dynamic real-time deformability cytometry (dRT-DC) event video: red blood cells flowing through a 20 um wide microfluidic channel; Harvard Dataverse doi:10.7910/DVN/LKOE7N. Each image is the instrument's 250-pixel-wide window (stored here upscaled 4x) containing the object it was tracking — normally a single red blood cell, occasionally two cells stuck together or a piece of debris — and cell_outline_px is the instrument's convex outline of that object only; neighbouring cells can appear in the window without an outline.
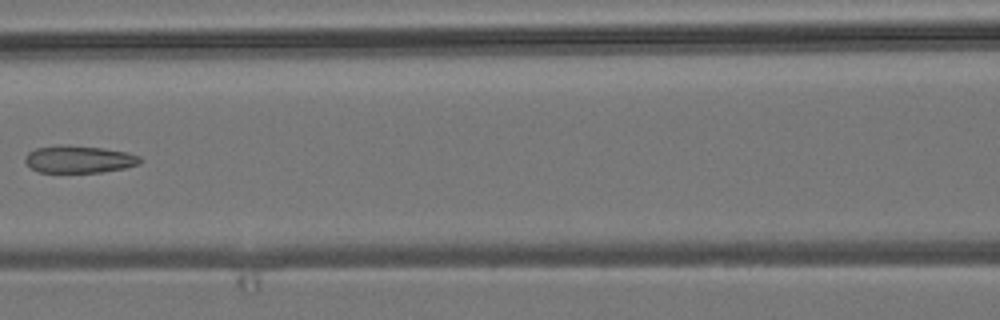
{"species": "common noctule bat (a hibernating species)", "species_latin": "Nyctalus noctula", "temperature_condition": "room temperature", "stored_images_in_passage": 9, "camera_frame_rate_fps": 3000, "um_per_image_px": 0.085, "animal": {"sex": "male", "body_mass_g": 19.2, "forearm_length_mm": 51.8}, "frame": {"image": 1, "passage_image": 7, "time_ms": 7.333, "image_size_px": [1000, 320], "cell_outline_px": [[140, 164], [124, 168], [100, 172], [40, 172], [32, 168], [24, 160], [24, 156], [28, 152], [36, 148], [64, 144], [104, 148], [128, 152], [140, 156]], "centroid_in_image_um": [6.71, 13.52], "position_along_channel_um": 159.9, "area_um2": 18.32}}
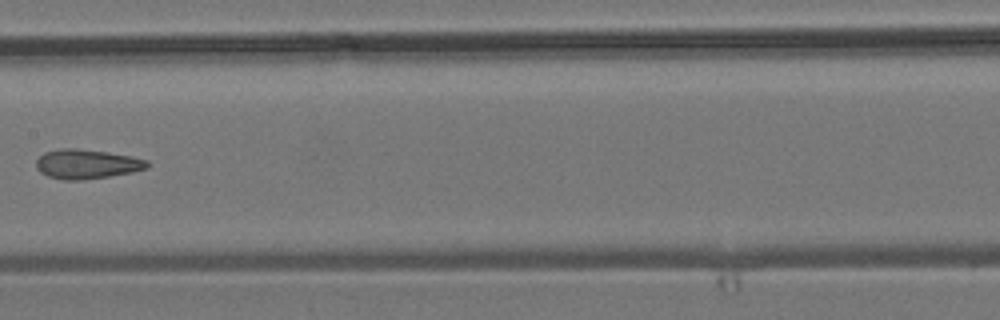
{"frame": {"image": 2, "passage_image": 8, "time_ms": 8.333, "image_size_px": [1000, 320], "cell_outline_px": [[148, 168], [132, 172], [108, 176], [80, 180], [64, 180], [48, 176], [40, 172], [36, 168], [36, 160], [44, 152], [64, 148], [76, 148], [108, 152], [148, 160]], "centroid_in_image_um": [7.35, 13.94], "position_along_channel_um": 200.1, "area_um2": 18.9}}
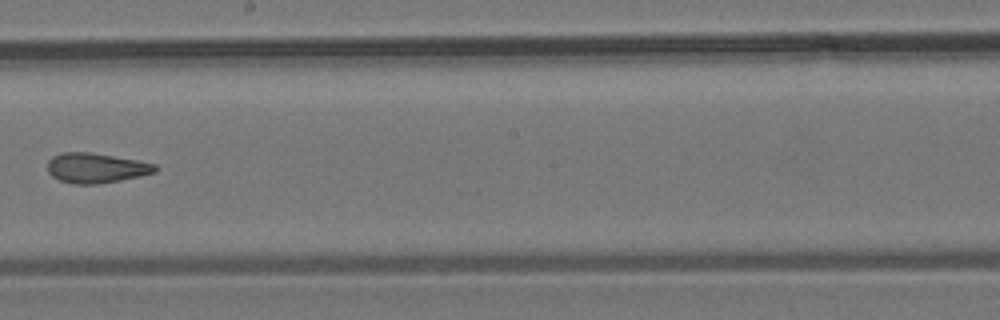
{"frame": {"image": 3, "passage_image": 9, "time_ms": 9.333, "image_size_px": [1000, 320], "cell_outline_px": [[160, 168], [156, 172], [140, 176], [120, 180], [96, 184], [72, 184], [60, 180], [52, 176], [48, 172], [48, 160], [52, 156], [64, 152], [92, 152], [136, 160], [156, 164]], "centroid_in_image_um": [8.17, 14.27], "position_along_channel_um": 240.0, "area_um2": 18.84}}